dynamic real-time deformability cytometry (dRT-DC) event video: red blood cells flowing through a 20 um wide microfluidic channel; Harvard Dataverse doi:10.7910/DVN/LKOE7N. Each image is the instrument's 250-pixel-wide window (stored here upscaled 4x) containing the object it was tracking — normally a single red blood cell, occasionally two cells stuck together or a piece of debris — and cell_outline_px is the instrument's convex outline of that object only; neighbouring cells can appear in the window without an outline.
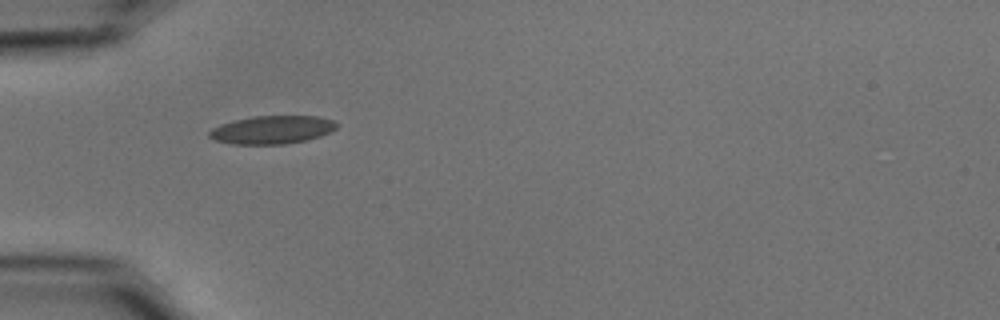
{"species": "common noctule bat (a hibernating species)", "species_latin": "Nyctalus noctula", "temperature_condition": "cold", "stored_images_in_passage": 38, "camera_frame_rate_fps": 3000, "um_per_image_px": 0.085, "animal": {"sex": "male", "body_mass_g": 15.6}, "frame": {"image": 1, "passage_image": 1, "time_ms": 0.0, "image_size_px": [1000, 320], "cell_outline_px": [[336, 128], [320, 136], [308, 140], [284, 144], [232, 144], [216, 140], [208, 136], [208, 132], [212, 128], [220, 124], [252, 116], [316, 116], [332, 120], [336, 124]], "centroid_in_image_um": [23.1, 11.03], "position_along_channel_um": 61.9, "area_um2": 20.75}}
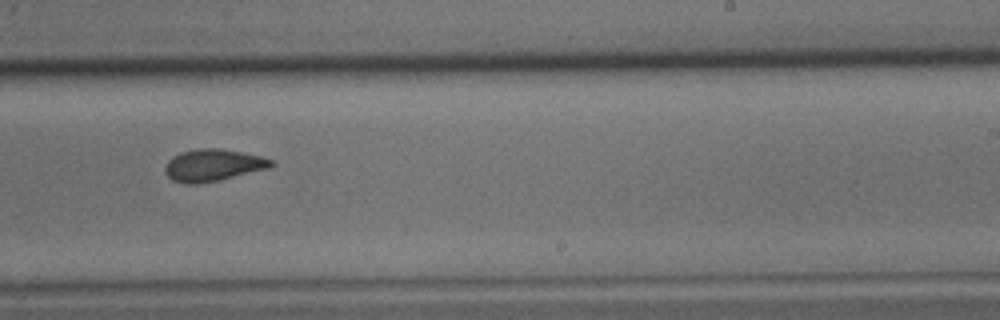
{"frame": {"image": 2, "passage_image": 18, "time_ms": 5.667, "image_size_px": [1000, 320], "cell_outline_px": [[276, 164], [272, 168], [220, 180], [196, 184], [184, 184], [172, 180], [164, 172], [164, 168], [168, 160], [172, 156], [180, 152], [196, 148], [220, 148], [260, 156], [272, 160]], "centroid_in_image_um": [18.11, 14.04], "position_along_channel_um": 270.9, "area_um2": 20.11}}
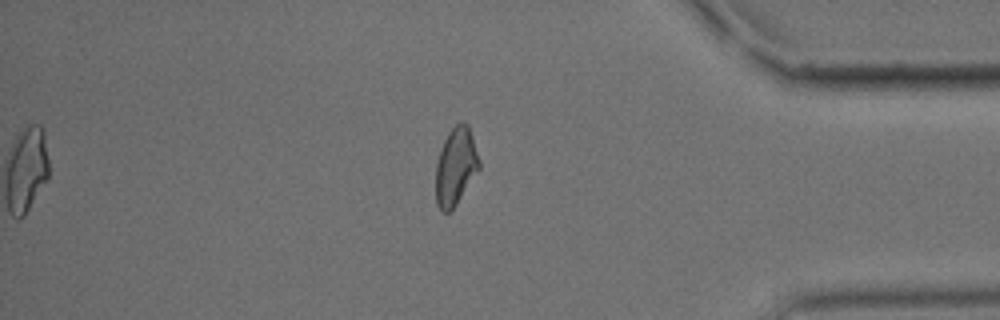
{"frame": {"image": 3, "passage_image": 30, "time_ms": 9.667, "image_size_px": [1000, 320], "cell_outline_px": [[480, 168], [456, 204], [448, 212], [444, 212], [436, 204], [436, 164], [440, 148], [448, 132], [460, 120], [468, 124], [480, 160]], "centroid_in_image_um": [38.73, 14.11], "position_along_channel_um": 396.5, "area_um2": 19.54}, "authors_computed_cell_mechanics": {"area_um2": 19.8832, "velocity_mm_per_s": 3.7464, "shape_relaxation_time_tau1_ms": 8.0893, "shape_relaxation_time_tau2_ms": 2.0461, "deformation_change_tau1": 0.1854, "deformation_change_tau2": 0.0695}}